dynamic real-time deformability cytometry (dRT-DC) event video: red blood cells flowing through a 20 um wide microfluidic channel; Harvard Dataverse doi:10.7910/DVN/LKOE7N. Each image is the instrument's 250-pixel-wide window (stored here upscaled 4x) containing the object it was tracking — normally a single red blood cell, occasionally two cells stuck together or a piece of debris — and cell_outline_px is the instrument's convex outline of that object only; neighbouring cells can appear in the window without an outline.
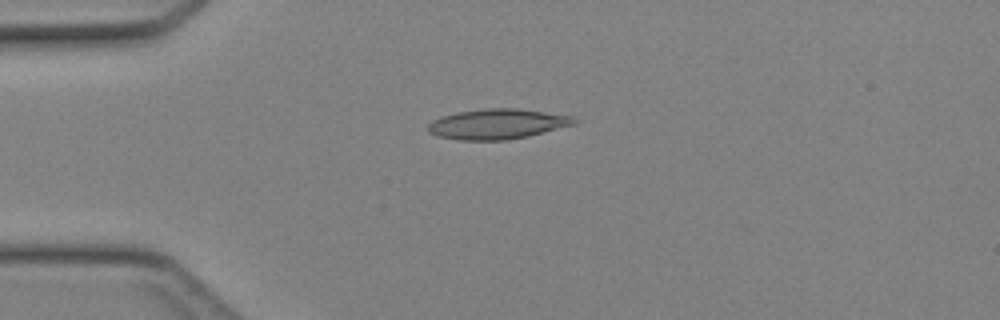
{"species": "Egyptian fruit bat (a non-hibernating species)", "species_latin": "Rousettus aegyptiacus", "temperature_condition": "cold", "stored_images_in_passage": 37, "camera_frame_rate_fps": 3000, "um_per_image_px": 0.085, "animal": {"sex": "female"}, "frame": {"image": 1, "passage_image": 4, "time_ms": 1.0, "image_size_px": [1000, 320], "cell_outline_px": [[576, 124], [528, 136], [504, 140], [460, 140], [436, 136], [428, 132], [428, 124], [432, 120], [440, 116], [456, 112], [484, 108], [516, 108], [572, 116], [576, 120]], "centroid_in_image_um": [42.22, 10.54], "position_along_channel_um": 42.8, "area_um2": 25.72}}
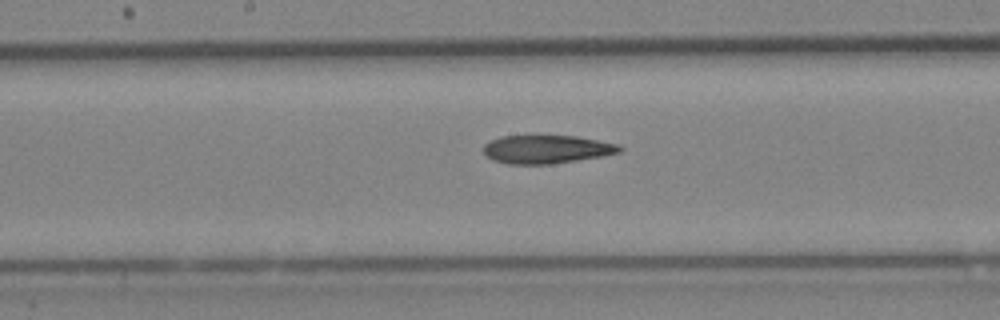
{"frame": {"image": 2, "passage_image": 16, "time_ms": 5.0, "image_size_px": [1000, 320], "cell_outline_px": [[624, 148], [620, 152], [604, 156], [552, 164], [508, 164], [492, 160], [484, 156], [484, 144], [500, 136], [576, 136], [616, 144]], "centroid_in_image_um": [46.44, 12.7], "position_along_channel_um": 201.8, "area_um2": 22.48}}
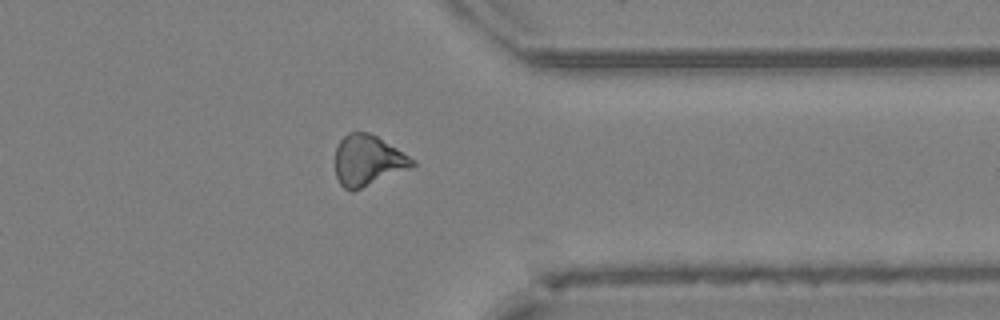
{"frame": {"image": 3, "passage_image": 28, "time_ms": 9.0, "image_size_px": [1000, 320], "cell_outline_px": [[416, 164], [408, 168], [352, 192], [348, 192], [340, 184], [336, 176], [336, 148], [340, 140], [348, 132], [368, 132], [376, 136], [416, 160]], "centroid_in_image_um": [31.23, 13.64], "position_along_channel_um": 380.2, "area_um2": 22.43}}